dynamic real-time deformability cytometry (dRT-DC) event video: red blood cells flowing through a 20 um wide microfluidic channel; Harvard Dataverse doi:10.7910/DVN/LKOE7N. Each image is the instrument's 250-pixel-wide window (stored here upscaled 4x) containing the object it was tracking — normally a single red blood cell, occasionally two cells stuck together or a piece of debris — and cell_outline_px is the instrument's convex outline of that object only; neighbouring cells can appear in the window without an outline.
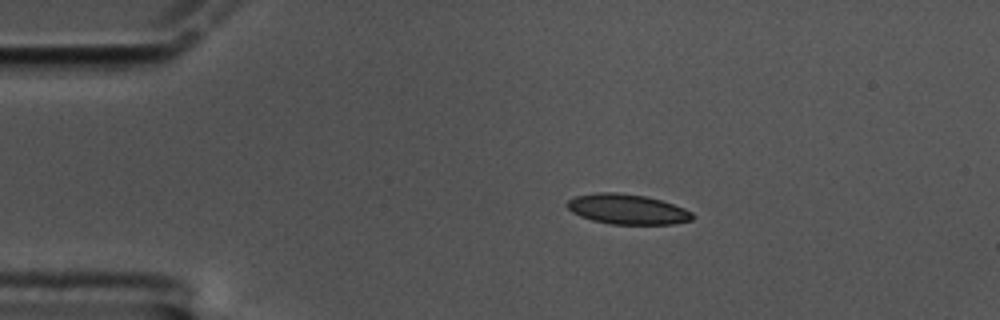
{"species": "common noctule bat (a hibernating species)", "species_latin": "Nyctalus noctula", "temperature_condition": "cold", "stored_images_in_passage": 50, "camera_frame_rate_fps": 3000, "um_per_image_px": 0.085, "animal": {"sex": "male", "body_mass_g": 17.5, "forearm_length_mm": 52.3}, "frame": {"image": 1, "passage_image": 1, "time_ms": 0.0, "image_size_px": [1000, 320], "cell_outline_px": [[692, 220], [672, 224], [612, 224], [592, 220], [580, 216], [572, 212], [564, 204], [568, 200], [576, 196], [596, 192], [616, 192], [644, 196], [660, 200], [684, 208], [692, 212]], "centroid_in_image_um": [53.28, 17.78], "position_along_channel_um": 31.7, "area_um2": 21.85}}
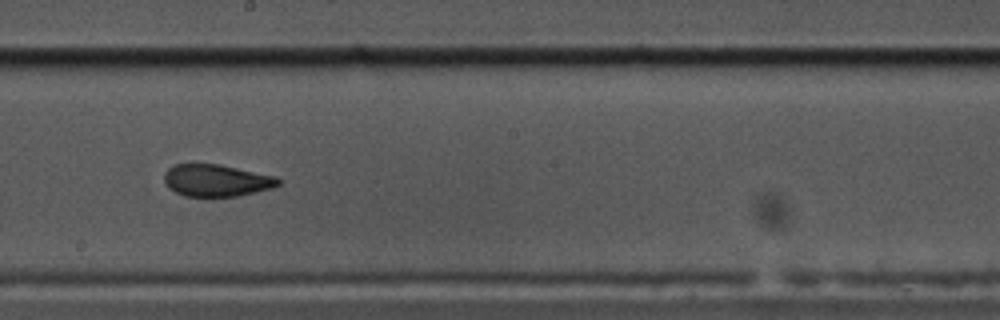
{"frame": {"image": 2, "passage_image": 23, "time_ms": 7.333, "image_size_px": [1000, 320], "cell_outline_px": [[280, 184], [272, 188], [236, 196], [184, 196], [168, 188], [164, 180], [164, 172], [168, 168], [176, 164], [220, 164], [276, 176], [280, 180]], "centroid_in_image_um": [18.38, 15.33], "position_along_channel_um": 229.8, "area_um2": 21.27}}
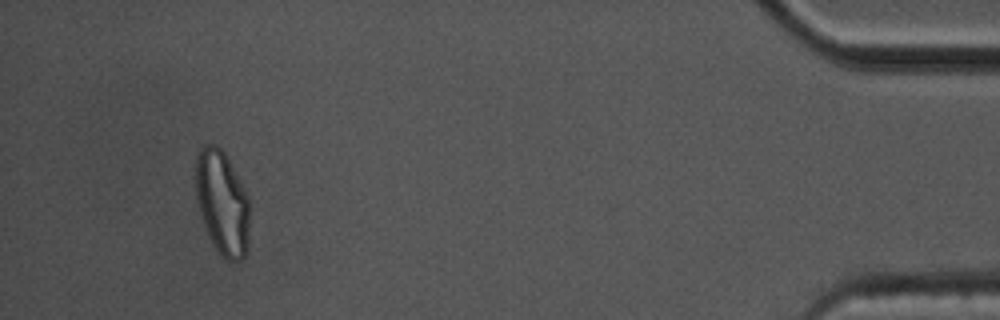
{"frame": {"image": 3, "passage_image": 46, "time_ms": 15.0, "image_size_px": [1000, 320], "cell_outline_px": [[248, 252], [240, 260], [228, 260], [212, 244], [208, 236], [200, 212], [196, 196], [196, 152], [204, 144], [216, 144], [224, 152], [244, 188], [248, 196]], "centroid_in_image_um": [18.87, 17.21], "position_along_channel_um": 416.3, "area_um2": 32.54}, "authors_computed_cell_mechanics": {"area_um2": 22.3108, "velocity_mm_per_s": 3.3398, "shape_relaxation_time_tau1_ms": 10.0171, "shape_relaxation_time_tau2_ms": 1.8603, "deformation_change_tau1": 0.1896, "deformation_change_tau2": 0.0857}}